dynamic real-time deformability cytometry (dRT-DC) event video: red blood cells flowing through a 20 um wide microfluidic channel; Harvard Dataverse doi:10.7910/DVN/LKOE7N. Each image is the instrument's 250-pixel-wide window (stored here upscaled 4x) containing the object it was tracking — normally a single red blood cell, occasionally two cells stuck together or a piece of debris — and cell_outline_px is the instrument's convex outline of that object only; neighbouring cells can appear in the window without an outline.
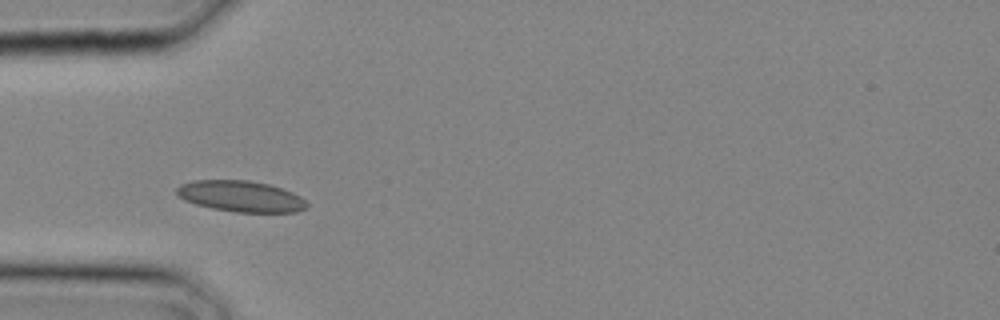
{"species": "common noctule bat (a hibernating species)", "species_latin": "Nyctalus noctula", "temperature_condition": "cold", "stored_images_in_passage": 2, "camera_frame_rate_fps": 3000, "um_per_image_px": 0.085, "animal": {"sex": "male", "body_mass_g": 20.4}, "frame": {"image": 1, "passage_image": 2, "time_ms": 0.333, "image_size_px": [1000, 320], "cell_outline_px": [[308, 208], [296, 212], [236, 212], [212, 208], [196, 204], [184, 200], [176, 192], [176, 188], [180, 184], [192, 180], [248, 180], [268, 184], [292, 192], [300, 196], [308, 204]], "centroid_in_image_um": [20.47, 16.68], "position_along_channel_um": 64.5, "area_um2": 23.52}}